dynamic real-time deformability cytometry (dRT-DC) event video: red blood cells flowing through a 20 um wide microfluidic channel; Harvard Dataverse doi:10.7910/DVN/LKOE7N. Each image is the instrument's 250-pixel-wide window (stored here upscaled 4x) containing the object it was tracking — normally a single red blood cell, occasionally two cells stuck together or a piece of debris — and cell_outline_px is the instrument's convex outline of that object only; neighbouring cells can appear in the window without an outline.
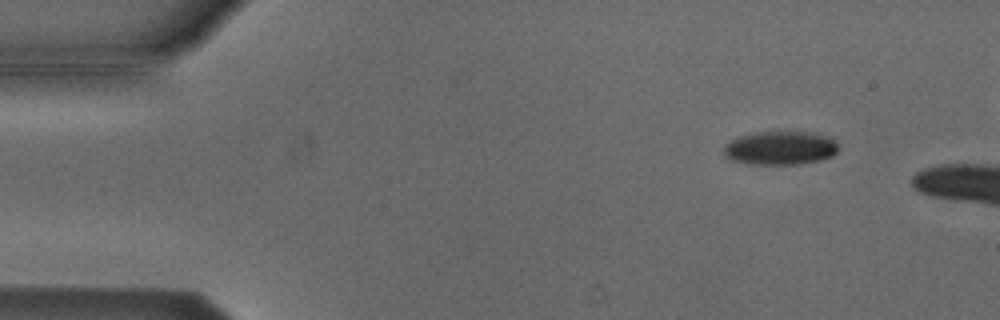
{"species": "Egyptian fruit bat (a non-hibernating species)", "species_latin": "Rousettus aegyptiacus", "temperature_condition": "cold", "stored_images_in_passage": 4, "camera_frame_rate_fps": 3000, "um_per_image_px": 0.085, "animal": {"sex": "male"}, "frame": {"image": 1, "passage_image": 2, "time_ms": 0.333, "image_size_px": [1000, 320], "cell_outline_px": [[840, 148], [832, 156], [820, 160], [800, 164], [748, 164], [728, 160], [724, 156], [724, 144], [736, 136], [756, 132], [812, 132], [824, 136], [832, 140]], "centroid_in_image_um": [66.25, 12.59], "position_along_channel_um": 18.8, "area_um2": 22.66}}